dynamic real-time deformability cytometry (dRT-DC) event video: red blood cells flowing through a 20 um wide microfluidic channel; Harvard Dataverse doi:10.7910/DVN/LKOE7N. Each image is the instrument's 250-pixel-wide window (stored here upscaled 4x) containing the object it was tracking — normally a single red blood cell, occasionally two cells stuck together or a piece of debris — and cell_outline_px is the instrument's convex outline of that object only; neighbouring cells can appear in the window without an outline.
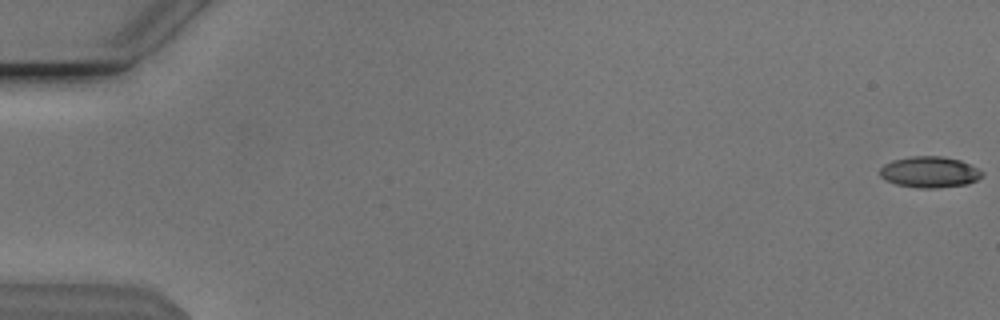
{"species": "Egyptian fruit bat (a non-hibernating species)", "species_latin": "Rousettus aegyptiacus", "temperature_condition": "cold", "stored_images_in_passage": 55, "camera_frame_rate_fps": 3000, "um_per_image_px": 0.085, "animal": {"sex": "male"}, "frame": {"image": 1, "passage_image": 1, "time_ms": 0.0, "image_size_px": [1000, 320], "cell_outline_px": [[984, 172], [976, 180], [968, 184], [936, 188], [920, 188], [896, 184], [884, 180], [880, 176], [880, 168], [884, 164], [892, 160], [912, 156], [944, 156], [960, 160]], "centroid_in_image_um": [78.98, 14.62], "position_along_channel_um": 6.0, "area_um2": 18.5}}
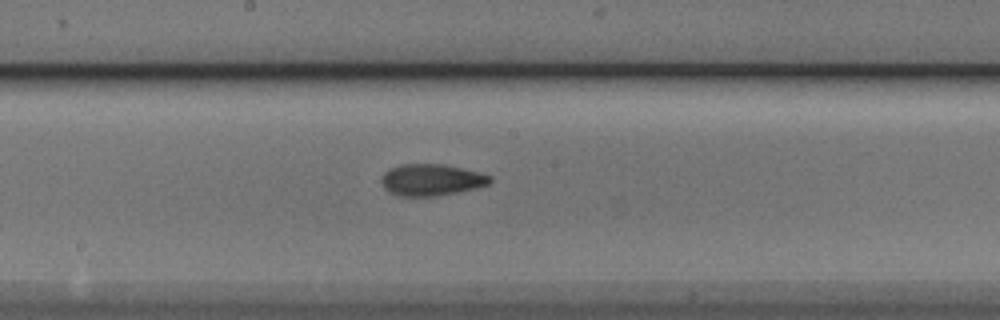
{"frame": {"image": 2, "passage_image": 30, "time_ms": 9.667, "image_size_px": [1000, 320], "cell_outline_px": [[492, 180], [488, 184], [476, 188], [436, 196], [396, 196], [388, 192], [384, 188], [380, 180], [380, 176], [388, 168], [400, 164], [444, 164], [492, 176]], "centroid_in_image_um": [36.59, 15.29], "position_along_channel_um": 211.6, "area_um2": 20.11}}
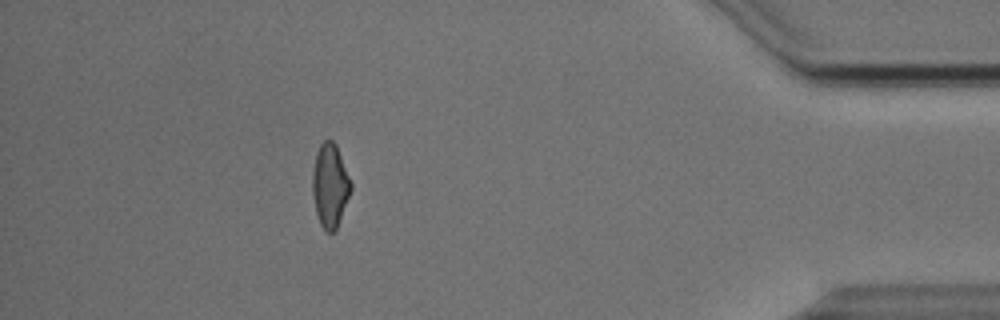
{"frame": {"image": 3, "passage_image": 49, "time_ms": 16.0, "image_size_px": [1000, 320], "cell_outline_px": [[352, 188], [336, 228], [332, 232], [328, 232], [320, 224], [316, 212], [312, 192], [312, 176], [316, 152], [320, 144], [324, 140], [332, 140], [336, 144], [352, 184]], "centroid_in_image_um": [28.04, 15.73], "position_along_channel_um": 407.2, "area_um2": 18.44}, "authors_computed_cell_mechanics": {"area_um2": 18.9006, "velocity_mm_per_s": 3.8531, "shape_relaxation_time_tau1_ms": 3.6303, "shape_relaxation_time_tau2_ms": 2.2185, "deformation_change_tau1": 0.1248, "deformation_change_tau2": 0.0874}}